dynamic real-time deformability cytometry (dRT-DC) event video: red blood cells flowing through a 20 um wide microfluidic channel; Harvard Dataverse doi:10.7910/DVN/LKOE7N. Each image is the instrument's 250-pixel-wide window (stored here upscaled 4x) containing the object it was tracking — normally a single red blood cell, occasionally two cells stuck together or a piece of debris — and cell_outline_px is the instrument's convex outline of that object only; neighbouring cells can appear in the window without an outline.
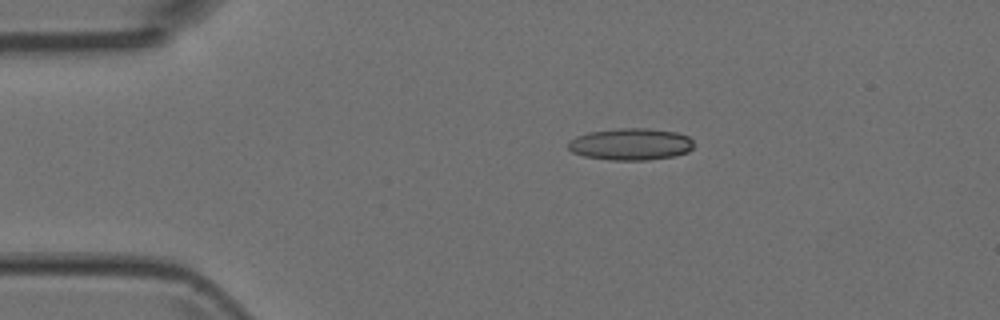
{"species": "Egyptian fruit bat (a non-hibernating species)", "species_latin": "Rousettus aegyptiacus", "temperature_condition": "room temperature", "stored_images_in_passage": 2, "camera_frame_rate_fps": 3000, "um_per_image_px": 0.085, "animal": {"sex": "female"}, "frame": {"image": 1, "passage_image": 1, "time_ms": 0.0, "image_size_px": [1000, 320], "cell_outline_px": [[692, 148], [688, 152], [676, 156], [648, 160], [612, 160], [584, 156], [572, 152], [568, 148], [568, 140], [576, 136], [588, 132], [616, 128], [648, 128], [676, 132], [688, 136], [692, 140]], "centroid_in_image_um": [53.6, 12.25], "position_along_channel_um": 31.4, "area_um2": 23.52}}